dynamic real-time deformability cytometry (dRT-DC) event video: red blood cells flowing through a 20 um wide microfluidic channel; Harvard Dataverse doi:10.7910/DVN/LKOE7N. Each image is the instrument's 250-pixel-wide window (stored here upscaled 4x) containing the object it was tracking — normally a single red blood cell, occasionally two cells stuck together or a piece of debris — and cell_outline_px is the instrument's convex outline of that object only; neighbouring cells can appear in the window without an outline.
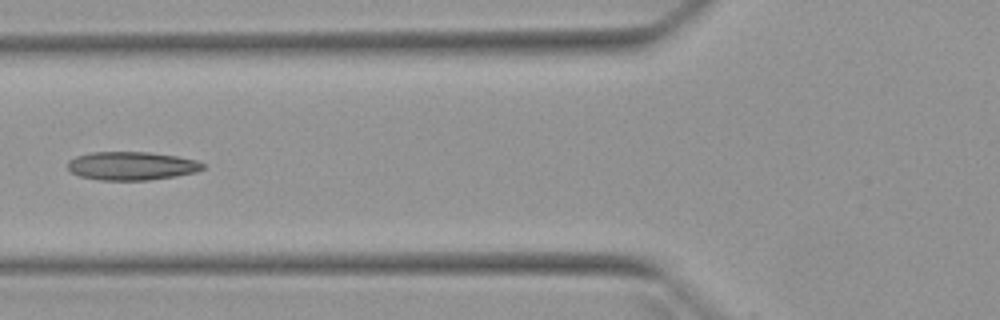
{"species": "Egyptian fruit bat (a non-hibernating species)", "species_latin": "Rousettus aegyptiacus", "temperature_condition": "warm", "stored_images_in_passage": 3, "camera_frame_rate_fps": 3000, "um_per_image_px": 0.085, "animal": {"sex": "female"}, "frame": {"image": 1, "passage_image": 3, "time_ms": 3.333, "image_size_px": [1000, 320], "cell_outline_px": [[204, 168], [196, 172], [176, 176], [148, 180], [100, 180], [80, 176], [72, 172], [68, 168], [68, 160], [76, 156], [92, 152], [148, 152], [176, 156], [196, 160], [204, 164]], "centroid_in_image_um": [11.19, 14.1], "position_along_channel_um": 114.6, "area_um2": 22.31}}